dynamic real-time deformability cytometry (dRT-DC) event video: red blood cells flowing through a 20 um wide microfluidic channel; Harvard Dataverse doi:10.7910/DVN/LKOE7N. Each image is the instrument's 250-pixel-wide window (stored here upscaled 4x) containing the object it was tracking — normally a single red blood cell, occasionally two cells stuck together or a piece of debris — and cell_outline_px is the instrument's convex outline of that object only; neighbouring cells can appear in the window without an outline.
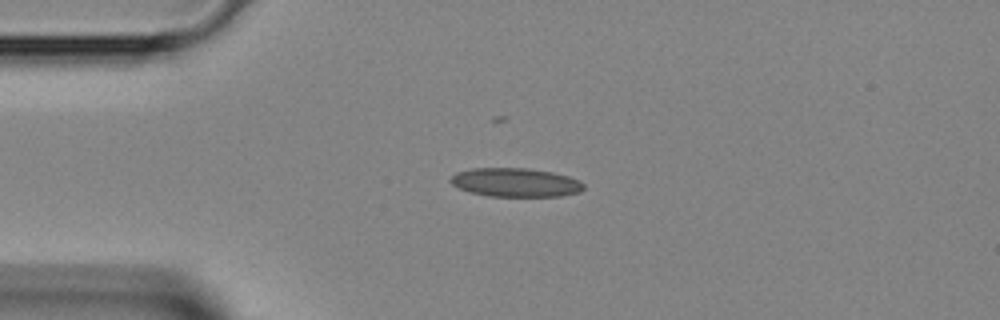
{"species": "Egyptian fruit bat (a non-hibernating species)", "species_latin": "Rousettus aegyptiacus", "temperature_condition": "room temperature", "stored_images_in_passage": 35, "camera_frame_rate_fps": 3000, "um_per_image_px": 0.085, "animal": {"sex": "female"}, "frame": {"image": 1, "passage_image": 1, "time_ms": 0.0, "image_size_px": [1000, 320], "cell_outline_px": [[584, 188], [580, 192], [560, 196], [488, 196], [468, 192], [452, 184], [448, 180], [456, 172], [472, 168], [528, 168], [552, 172], [568, 176], [580, 180], [584, 184]], "centroid_in_image_um": [43.81, 15.5], "position_along_channel_um": 41.2, "area_um2": 22.43}}
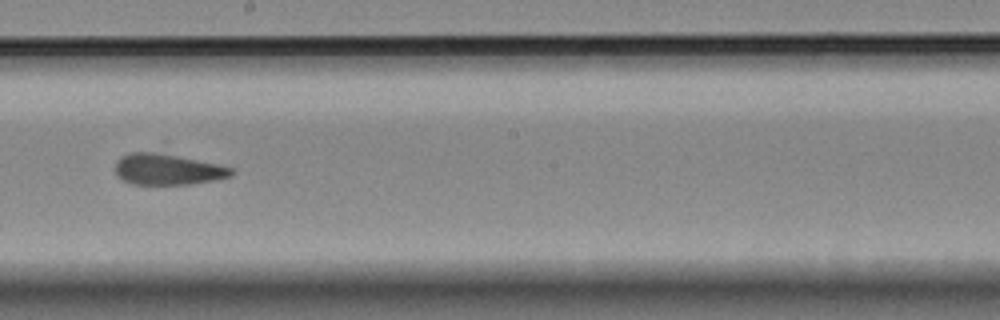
{"frame": {"image": 2, "passage_image": 15, "time_ms": 4.667, "image_size_px": [1000, 320], "cell_outline_px": [[236, 172], [232, 176], [212, 180], [188, 184], [132, 184], [116, 176], [116, 160], [120, 156], [132, 152], [152, 152], [176, 156], [216, 164], [232, 168]], "centroid_in_image_um": [14.21, 14.4], "position_along_channel_um": 234.0, "area_um2": 20.63}}
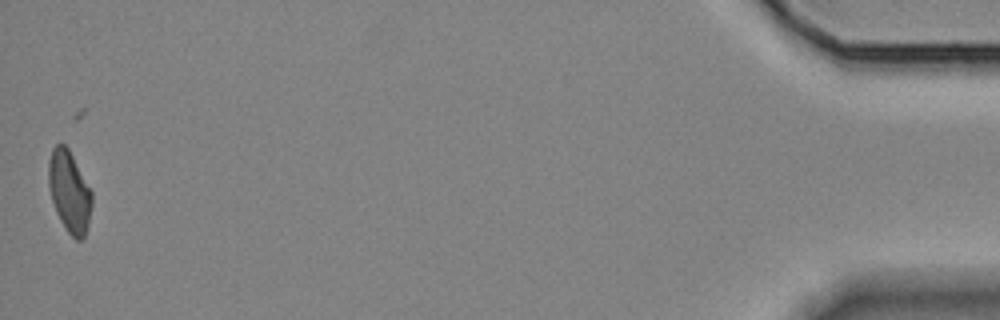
{"frame": {"image": 3, "passage_image": 34, "time_ms": 11.0, "image_size_px": [1000, 320], "cell_outline_px": [[92, 204], [88, 224], [84, 240], [76, 240], [68, 232], [60, 220], [56, 212], [48, 188], [48, 160], [52, 148], [56, 144], [64, 144], [68, 148], [92, 192]], "centroid_in_image_um": [5.88, 16.3], "position_along_channel_um": 429.3, "area_um2": 20.58}}